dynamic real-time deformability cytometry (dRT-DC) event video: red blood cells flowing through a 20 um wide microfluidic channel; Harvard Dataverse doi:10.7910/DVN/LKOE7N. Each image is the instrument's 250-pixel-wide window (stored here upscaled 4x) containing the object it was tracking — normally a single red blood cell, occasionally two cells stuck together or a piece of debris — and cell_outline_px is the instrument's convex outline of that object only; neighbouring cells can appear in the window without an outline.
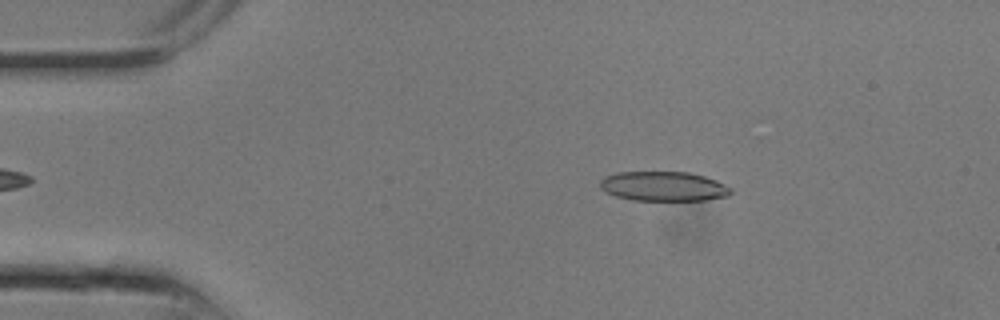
{"species": "common noctule bat (a hibernating species)", "species_latin": "Nyctalus noctula", "temperature_condition": "room temperature", "stored_images_in_passage": 6, "camera_frame_rate_fps": 3000, "um_per_image_px": 0.085, "animal": {"sex": "male", "body_mass_g": 13.3}, "frame": {"image": 1, "passage_image": 3, "time_ms": 0.667, "image_size_px": [1000, 320], "cell_outline_px": [[732, 192], [728, 196], [704, 200], [632, 200], [616, 196], [600, 188], [600, 180], [604, 176], [616, 172], [688, 172], [704, 176], [716, 180], [732, 188]], "centroid_in_image_um": [56.4, 15.83], "position_along_channel_um": 28.6, "area_um2": 22.54}}
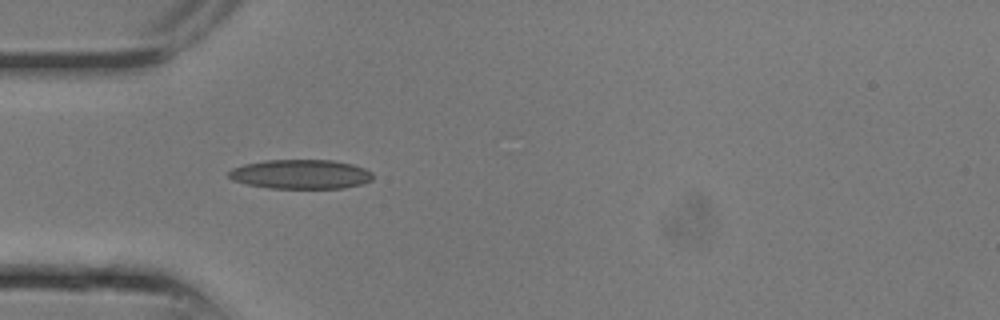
{"frame": {"image": 2, "passage_image": 6, "time_ms": 1.667, "image_size_px": [1000, 320], "cell_outline_px": [[372, 180], [360, 184], [344, 188], [268, 188], [248, 184], [232, 180], [228, 176], [228, 172], [232, 168], [244, 164], [264, 160], [332, 160], [352, 164], [364, 168], [372, 172]], "centroid_in_image_um": [25.54, 14.8], "position_along_channel_um": 59.5, "area_um2": 24.62}}